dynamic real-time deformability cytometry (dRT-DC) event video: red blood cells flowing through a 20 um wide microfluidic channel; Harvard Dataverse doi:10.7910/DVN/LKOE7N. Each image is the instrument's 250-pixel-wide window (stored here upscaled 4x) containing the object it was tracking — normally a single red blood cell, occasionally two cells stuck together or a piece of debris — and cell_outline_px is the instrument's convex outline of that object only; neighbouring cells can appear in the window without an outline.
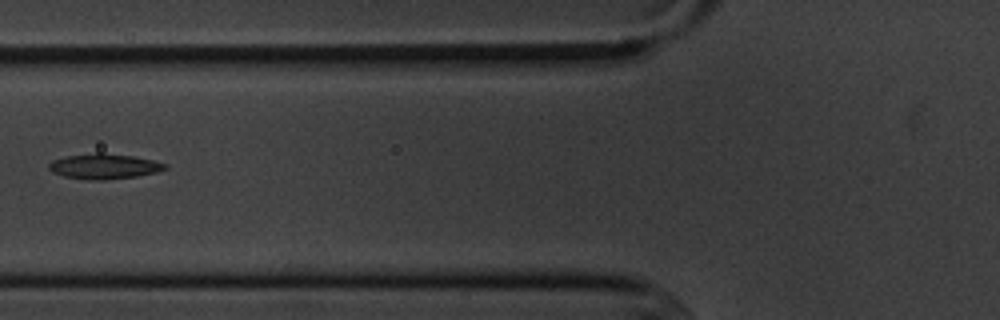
{"species": "common noctule bat (a hibernating species)", "species_latin": "Nyctalus noctula", "temperature_condition": "cold", "stored_images_in_passage": 5, "camera_frame_rate_fps": 3000, "um_per_image_px": 0.085, "animal": {"sex": "male", "body_mass_g": 20.1, "forearm_length_mm": 53.5}, "frame": {"image": 1, "passage_image": 2, "time_ms": 1.333, "image_size_px": [1000, 320], "cell_outline_px": [[168, 168], [156, 172], [136, 176], [104, 180], [88, 180], [64, 176], [52, 172], [48, 168], [48, 164], [52, 160], [64, 156], [96, 152], [100, 152], [132, 156], [152, 160], [168, 164]], "centroid_in_image_um": [8.82, 14.13], "position_along_channel_um": 117.0, "area_um2": 17.17}}
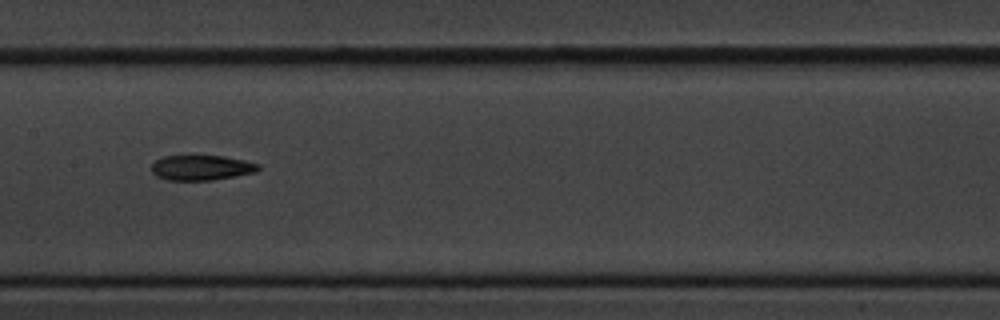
{"frame": {"image": 2, "passage_image": 4, "time_ms": 3.333, "image_size_px": [1000, 320], "cell_outline_px": [[260, 168], [256, 172], [236, 176], [212, 180], [168, 180], [156, 176], [152, 172], [152, 164], [156, 160], [164, 156], [196, 152], [224, 156], [244, 160], [260, 164]], "centroid_in_image_um": [17.11, 14.2], "position_along_channel_um": 190.3, "area_um2": 16.47}}
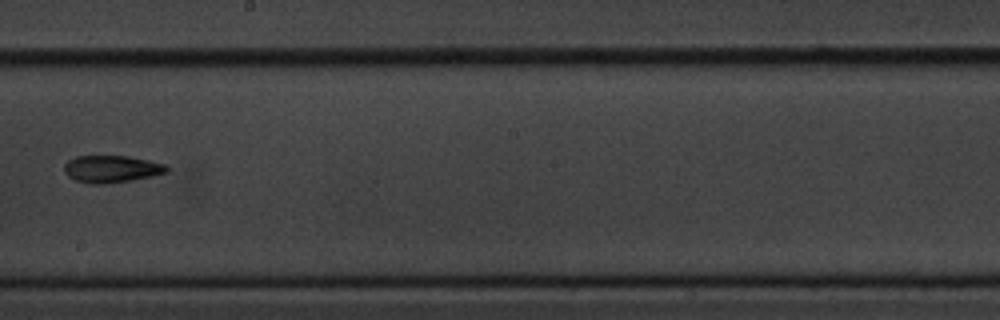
{"frame": {"image": 3, "passage_image": 5, "time_ms": 4.667, "image_size_px": [1000, 320], "cell_outline_px": [[168, 172], [152, 176], [104, 184], [92, 184], [76, 180], [68, 176], [64, 172], [64, 164], [68, 160], [76, 156], [128, 156], [148, 160], [164, 164], [168, 168]], "centroid_in_image_um": [9.45, 14.35], "position_along_channel_um": 238.8, "area_um2": 16.07}}